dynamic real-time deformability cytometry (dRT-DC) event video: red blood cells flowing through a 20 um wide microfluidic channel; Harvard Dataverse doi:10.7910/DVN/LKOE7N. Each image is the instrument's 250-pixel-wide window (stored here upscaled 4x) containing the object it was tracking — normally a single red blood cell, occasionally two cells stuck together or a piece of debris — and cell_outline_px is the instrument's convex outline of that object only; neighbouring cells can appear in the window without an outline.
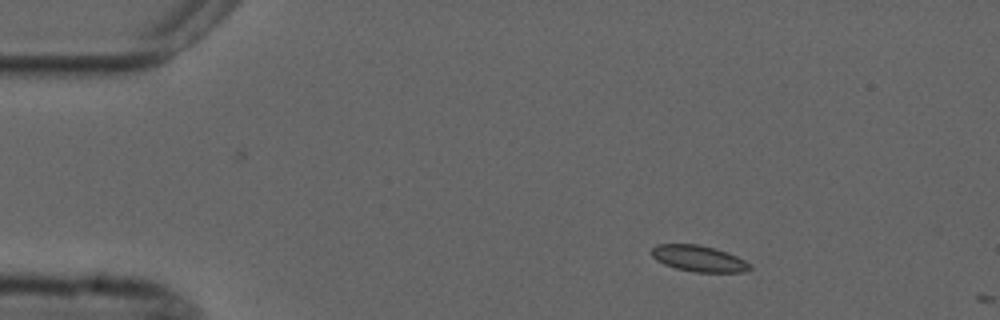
{"species": "common noctule bat (a hibernating species)", "species_latin": "Nyctalus noctula", "temperature_condition": "cold", "stored_images_in_passage": 3, "camera_frame_rate_fps": 3000, "um_per_image_px": 0.085, "animal": {"sex": "male", "forearm_length_mm": 52.5}, "frame": {"image": 1, "passage_image": 2, "time_ms": 1.0, "image_size_px": [1000, 320], "cell_outline_px": [[752, 268], [744, 272], [692, 272], [676, 268], [664, 264], [656, 260], [652, 256], [652, 248], [656, 244], [696, 244], [716, 248], [728, 252], [752, 264]], "centroid_in_image_um": [59.41, 21.97], "position_along_channel_um": 25.6, "area_um2": 15.09}}